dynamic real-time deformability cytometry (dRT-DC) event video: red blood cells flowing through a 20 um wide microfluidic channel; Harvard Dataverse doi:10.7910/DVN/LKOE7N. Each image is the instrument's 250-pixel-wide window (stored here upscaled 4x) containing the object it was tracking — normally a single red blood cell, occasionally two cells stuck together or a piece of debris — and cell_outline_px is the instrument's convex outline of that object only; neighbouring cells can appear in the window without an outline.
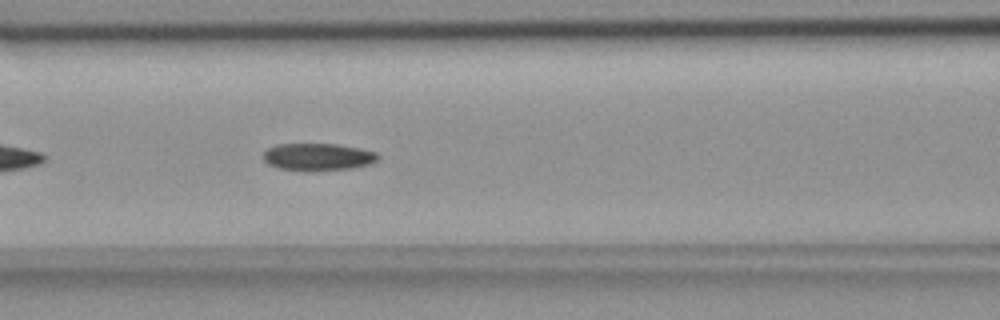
{"species": "common noctule bat (a hibernating species)", "species_latin": "Nyctalus noctula", "temperature_condition": "room temperature", "stored_images_in_passage": 41, "camera_frame_rate_fps": 3000, "um_per_image_px": 0.085, "animal": {"sex": "female", "body_mass_g": 18.4}, "frame": {"image": 1, "passage_image": 9, "time_ms": 2.667, "image_size_px": [1000, 320], "cell_outline_px": [[380, 156], [376, 160], [368, 164], [352, 168], [304, 172], [276, 168], [268, 164], [264, 160], [264, 152], [268, 148], [276, 144], [336, 144], [360, 148], [376, 152]], "centroid_in_image_um": [26.99, 13.35], "position_along_channel_um": 139.6, "area_um2": 18.44}}
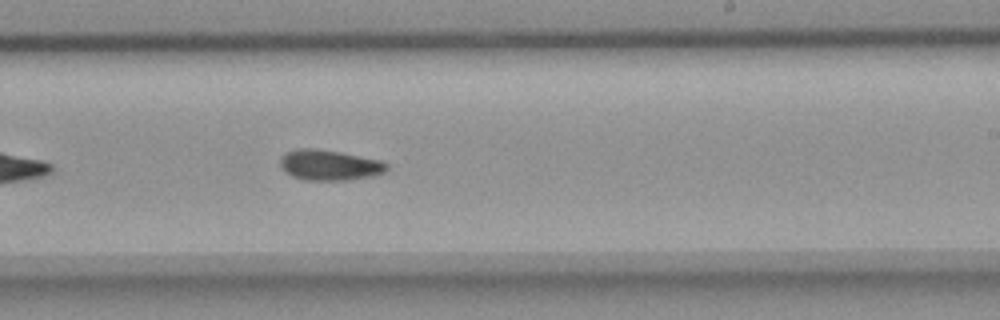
{"frame": {"image": 2, "passage_image": 19, "time_ms": 6.0, "image_size_px": [1000, 320], "cell_outline_px": [[388, 168], [384, 172], [372, 176], [348, 180], [304, 180], [292, 176], [284, 172], [280, 168], [280, 156], [284, 152], [296, 148], [316, 148], [340, 152], [380, 160], [388, 164]], "centroid_in_image_um": [27.94, 14.02], "position_along_channel_um": 261.1, "area_um2": 19.19}}
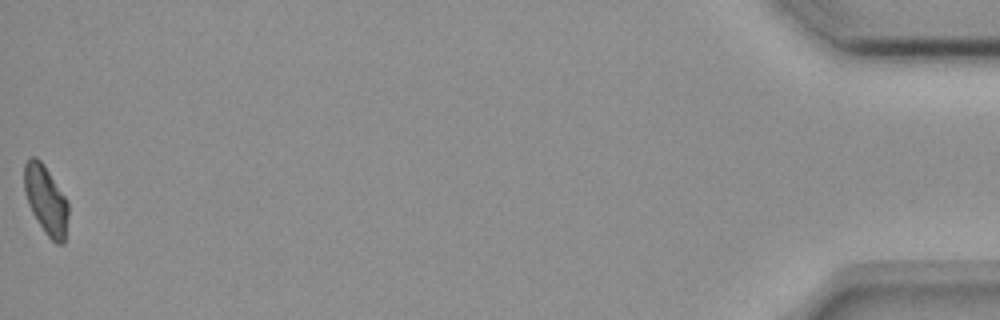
{"frame": {"image": 3, "passage_image": 41, "time_ms": 13.333, "image_size_px": [1000, 320], "cell_outline_px": [[68, 216], [64, 244], [56, 244], [44, 232], [32, 212], [28, 204], [24, 192], [24, 164], [32, 156], [36, 156], [40, 160], [68, 200]], "centroid_in_image_um": [3.9, 17.01], "position_along_channel_um": 431.3, "area_um2": 17.63}, "authors_computed_cell_mechanics": {"area_um2": 18.3226, "velocity_mm_per_s": 3.6604, "shape_relaxation_time_tau1_ms": null, "shape_relaxation_time_tau2_ms": 9.451, "deformation_change_tau1": null, "deformation_change_tau2": 0.147}}